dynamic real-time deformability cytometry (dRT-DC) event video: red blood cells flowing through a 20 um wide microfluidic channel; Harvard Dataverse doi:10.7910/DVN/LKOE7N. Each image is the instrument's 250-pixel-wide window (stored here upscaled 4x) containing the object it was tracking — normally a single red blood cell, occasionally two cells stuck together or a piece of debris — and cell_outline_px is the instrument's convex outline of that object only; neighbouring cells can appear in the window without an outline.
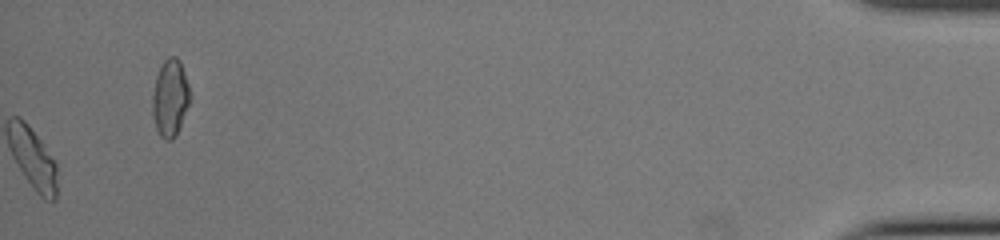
{"species": "common noctule bat (a hibernating species)", "species_latin": "Nyctalus noctula", "temperature_condition": "cold", "stored_images_in_passage": 44, "camera_frame_rate_fps": 3000, "um_per_image_px": 0.085, "animal": {"sex": "female", "body_mass_g": 22.0, "forearm_length_mm": 56.7}, "frame": {"image": 1, "passage_image": 44, "time_ms": 14.333, "image_size_px": [1000, 240], "cell_outline_px": [[188, 104], [180, 124], [172, 140], [164, 140], [160, 136], [156, 128], [152, 112], [152, 92], [156, 76], [160, 64], [168, 56], [176, 56], [180, 60], [188, 84]], "centroid_in_image_um": [14.41, 8.27], "position_along_channel_um": 420.8, "area_um2": 16.59}, "authors_computed_cell_mechanics": {"area_um2": 17.8024, "velocity_mm_per_s": 4.0732, "shape_relaxation_time_tau1_ms": 4.6971, "shape_relaxation_time_tau2_ms": 1.4842, "deformation_change_tau1": 0.143, "deformation_change_tau2": 0.0659}}